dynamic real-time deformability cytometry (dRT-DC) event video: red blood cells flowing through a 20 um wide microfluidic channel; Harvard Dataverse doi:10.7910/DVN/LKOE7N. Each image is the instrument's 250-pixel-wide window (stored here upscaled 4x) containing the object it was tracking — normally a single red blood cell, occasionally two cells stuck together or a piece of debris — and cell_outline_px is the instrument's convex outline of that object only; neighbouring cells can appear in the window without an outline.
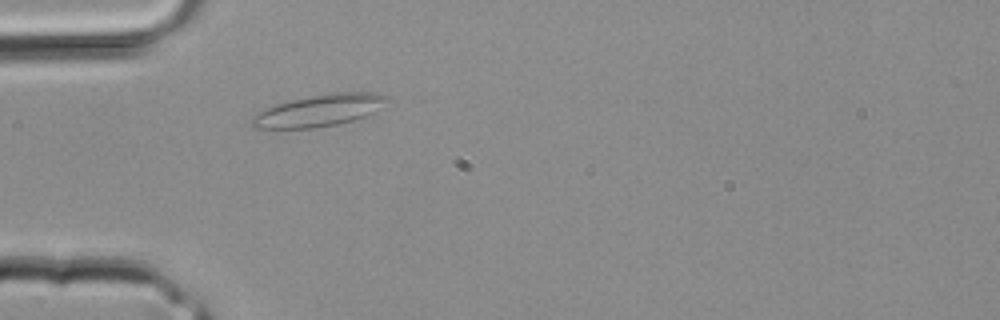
{"species": "common noctule bat (a hibernating species)", "species_latin": "Nyctalus noctula", "temperature_condition": "room temperature", "stored_images_in_passage": 1, "camera_frame_rate_fps": 3000, "um_per_image_px": 0.085, "animal": {"sex": "male", "body_mass_g": 20.4}, "frame": {"image": 1, "passage_image": 1, "time_ms": 0.0, "image_size_px": [1000, 320], "cell_outline_px": [[388, 100], [376, 112], [368, 116], [336, 124], [312, 128], [252, 128], [248, 124], [252, 116], [256, 112], [264, 108], [288, 100], [308, 96], [336, 92], [376, 92], [388, 96]], "centroid_in_image_um": [27.09, 9.38], "position_along_channel_um": 57.9, "area_um2": 25.43}}